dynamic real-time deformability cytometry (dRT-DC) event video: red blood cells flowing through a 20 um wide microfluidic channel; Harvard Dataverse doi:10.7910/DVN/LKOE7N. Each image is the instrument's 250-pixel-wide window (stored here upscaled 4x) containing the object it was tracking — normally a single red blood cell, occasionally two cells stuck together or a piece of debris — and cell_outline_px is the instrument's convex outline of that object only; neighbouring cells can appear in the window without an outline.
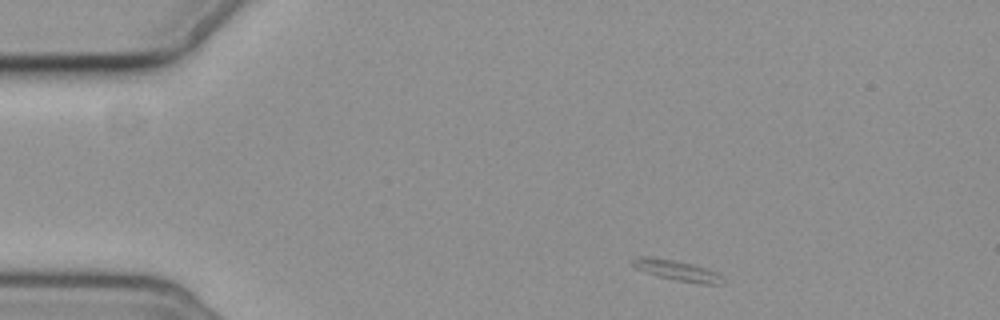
{"species": "common noctule bat (a hibernating species)", "species_latin": "Nyctalus noctula", "temperature_condition": "cold", "stored_images_in_passage": 2, "camera_frame_rate_fps": 3000, "um_per_image_px": 0.085, "animal": {"sex": "female", "body_mass_g": 19.3, "forearm_length_mm": 54.1}, "frame": {"image": 1, "passage_image": 1, "time_ms": 0.0, "image_size_px": [1000, 320], "cell_outline_px": [[724, 284], [700, 284], [676, 280], [644, 272], [636, 268], [632, 264], [632, 260], [636, 256], [652, 256], [692, 264], [708, 268], [716, 272], [720, 276]], "centroid_in_image_um": [57.52, 22.98], "position_along_channel_um": 27.5, "area_um2": 10.69}}